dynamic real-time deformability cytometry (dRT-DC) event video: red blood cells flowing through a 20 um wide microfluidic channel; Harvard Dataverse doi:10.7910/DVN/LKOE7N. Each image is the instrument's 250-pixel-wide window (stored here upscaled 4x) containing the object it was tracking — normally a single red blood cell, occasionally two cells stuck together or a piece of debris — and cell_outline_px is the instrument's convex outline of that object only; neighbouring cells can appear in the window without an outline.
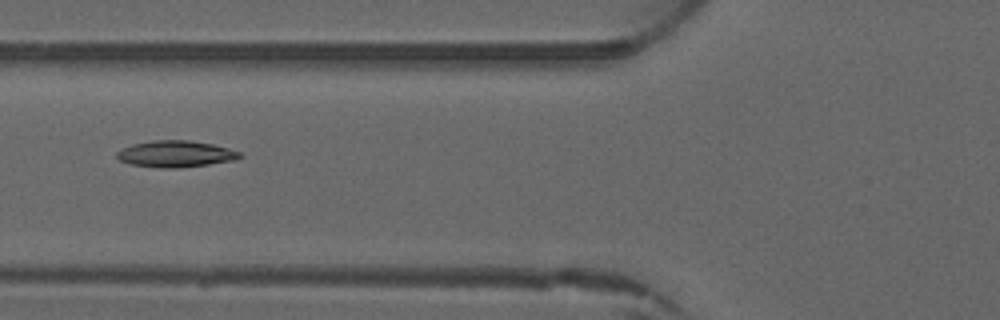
{"species": "common noctule bat (a hibernating species)", "species_latin": "Nyctalus noctula", "temperature_condition": "warm", "stored_images_in_passage": 4, "camera_frame_rate_fps": 3000, "um_per_image_px": 0.085, "animal": {"sex": "male", "forearm_length_mm": 52.5}, "frame": {"image": 1, "passage_image": 4, "time_ms": 3.333, "image_size_px": [1000, 320], "cell_outline_px": [[244, 156], [236, 160], [208, 164], [176, 168], [160, 168], [132, 164], [120, 160], [116, 156], [116, 152], [120, 148], [132, 144], [152, 140], [188, 140], [212, 144], [228, 148], [240, 152]], "centroid_in_image_um": [14.92, 13.08], "position_along_channel_um": 110.9, "area_um2": 19.02}}